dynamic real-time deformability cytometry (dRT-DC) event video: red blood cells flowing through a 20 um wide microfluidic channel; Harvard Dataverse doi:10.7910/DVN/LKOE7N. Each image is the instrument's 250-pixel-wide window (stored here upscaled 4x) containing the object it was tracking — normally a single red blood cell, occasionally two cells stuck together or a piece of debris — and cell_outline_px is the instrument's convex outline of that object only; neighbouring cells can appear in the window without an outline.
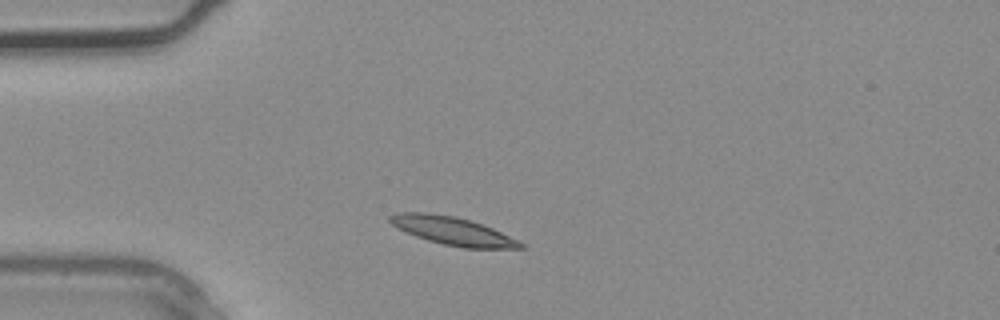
{"species": "common noctule bat (a hibernating species)", "species_latin": "Nyctalus noctula", "temperature_condition": "warm", "stored_images_in_passage": 1, "camera_frame_rate_fps": 3000, "um_per_image_px": 0.085, "animal": {"sex": "male", "body_mass_g": 20.4}, "frame": {"image": 1, "passage_image": 1, "time_ms": 0.0, "image_size_px": [1000, 320], "cell_outline_px": [[524, 248], [464, 248], [444, 244], [428, 240], [416, 236], [392, 224], [388, 220], [388, 216], [396, 212], [428, 212], [456, 216], [472, 220], [484, 224], [524, 244]], "centroid_in_image_um": [38.45, 19.6], "position_along_channel_um": 46.5, "area_um2": 21.21}}